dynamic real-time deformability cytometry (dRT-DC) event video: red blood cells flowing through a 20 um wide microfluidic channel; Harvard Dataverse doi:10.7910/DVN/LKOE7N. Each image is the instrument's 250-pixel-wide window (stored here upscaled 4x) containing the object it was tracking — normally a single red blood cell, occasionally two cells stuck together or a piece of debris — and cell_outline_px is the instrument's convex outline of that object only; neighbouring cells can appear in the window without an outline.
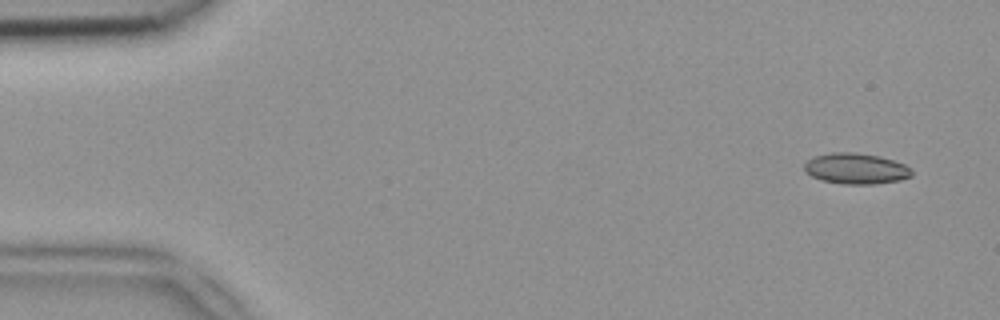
{"species": "common noctule bat (a hibernating species)", "species_latin": "Nyctalus noctula", "temperature_condition": "room temperature", "stored_images_in_passage": 48, "camera_frame_rate_fps": 3000, "um_per_image_px": 0.085, "animal": {"sex": "female", "body_mass_g": 18.4}, "frame": {"image": 1, "passage_image": 1, "time_ms": 0.0, "image_size_px": [1000, 320], "cell_outline_px": [[912, 176], [900, 180], [876, 184], [844, 184], [820, 180], [804, 172], [804, 164], [808, 160], [816, 156], [832, 152], [852, 152], [880, 156], [904, 164], [912, 168]], "centroid_in_image_um": [72.76, 14.34], "position_along_channel_um": 12.2, "area_um2": 19.36}}
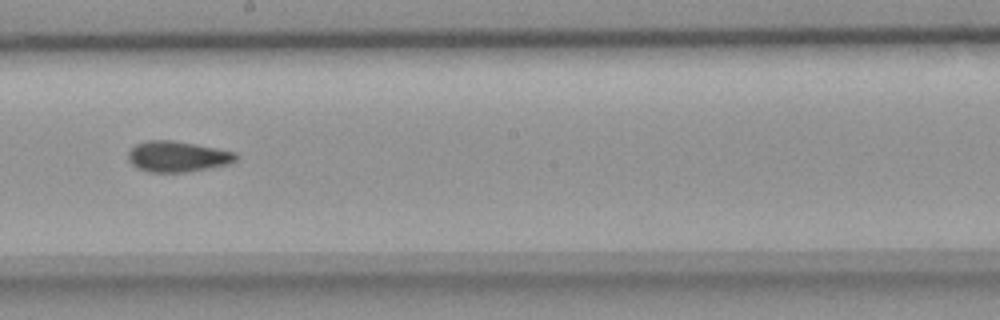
{"frame": {"image": 2, "passage_image": 26, "time_ms": 8.333, "image_size_px": [1000, 320], "cell_outline_px": [[236, 160], [228, 164], [184, 172], [148, 172], [136, 168], [128, 160], [128, 152], [136, 144], [148, 140], [172, 140], [216, 148], [236, 152]], "centroid_in_image_um": [15.04, 13.3], "position_along_channel_um": 233.2, "area_um2": 19.13}}
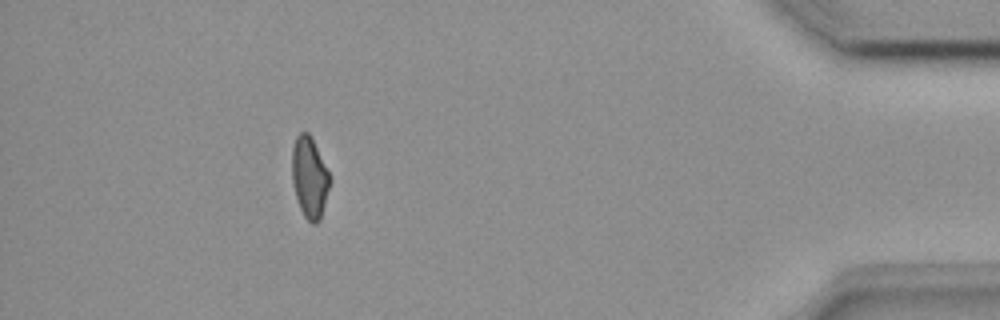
{"frame": {"image": 3, "passage_image": 43, "time_ms": 14.0, "image_size_px": [1000, 320], "cell_outline_px": [[328, 188], [320, 220], [316, 224], [312, 224], [304, 216], [300, 208], [292, 184], [292, 148], [296, 136], [300, 132], [308, 132], [312, 136], [328, 172]], "centroid_in_image_um": [26.27, 15.05], "position_along_channel_um": 408.9, "area_um2": 17.57}}